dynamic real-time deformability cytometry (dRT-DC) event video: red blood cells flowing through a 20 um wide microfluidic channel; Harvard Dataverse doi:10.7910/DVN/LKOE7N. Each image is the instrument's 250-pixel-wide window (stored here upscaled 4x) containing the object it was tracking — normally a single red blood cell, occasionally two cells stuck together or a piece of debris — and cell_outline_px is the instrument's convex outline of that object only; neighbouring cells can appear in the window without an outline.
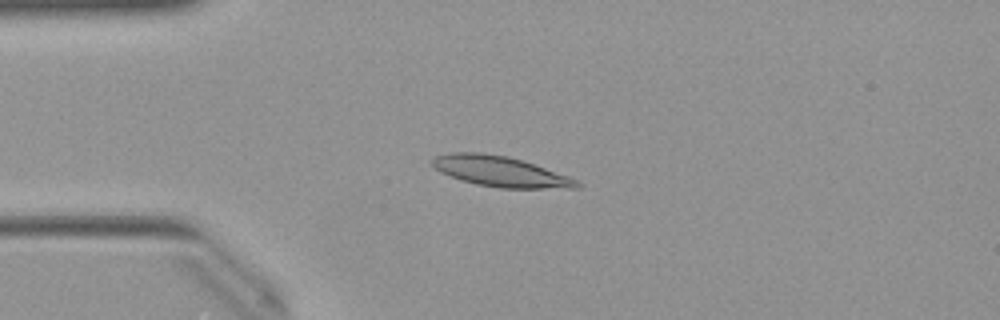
{"species": "Egyptian fruit bat (a non-hibernating species)", "species_latin": "Rousettus aegyptiacus", "temperature_condition": "warm", "stored_images_in_passage": 17, "camera_frame_rate_fps": 3000, "um_per_image_px": 0.085, "animal": {"sex": "female"}, "frame": {"image": 1, "passage_image": 12, "time_ms": 3.667, "image_size_px": [1000, 320], "cell_outline_px": [[584, 184], [580, 188], [500, 188], [476, 184], [460, 180], [440, 172], [428, 160], [436, 156], [452, 152], [480, 152], [508, 156], [568, 176]], "centroid_in_image_um": [42.5, 14.58], "position_along_channel_um": 42.5, "area_um2": 25.55}}
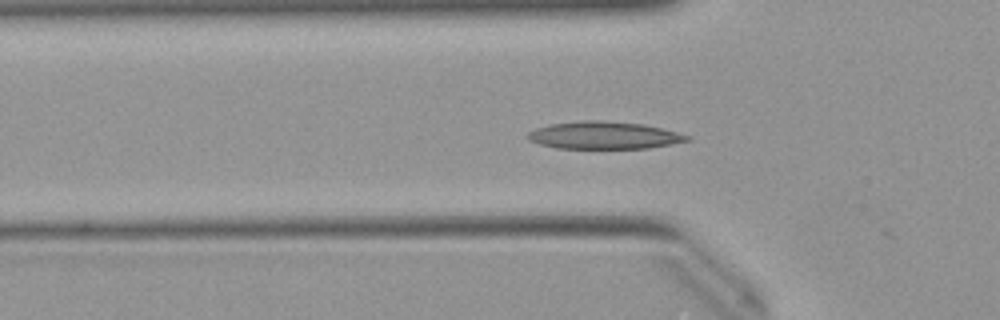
{"frame": {"image": 2, "passage_image": 16, "time_ms": 5.0, "image_size_px": [1000, 320], "cell_outline_px": [[692, 140], [648, 148], [556, 148], [540, 144], [528, 140], [524, 136], [528, 132], [536, 128], [552, 124], [580, 120], [604, 120], [644, 124], [692, 136]], "centroid_in_image_um": [51.32, 11.49], "position_along_channel_um": 74.5, "area_um2": 25.55}}